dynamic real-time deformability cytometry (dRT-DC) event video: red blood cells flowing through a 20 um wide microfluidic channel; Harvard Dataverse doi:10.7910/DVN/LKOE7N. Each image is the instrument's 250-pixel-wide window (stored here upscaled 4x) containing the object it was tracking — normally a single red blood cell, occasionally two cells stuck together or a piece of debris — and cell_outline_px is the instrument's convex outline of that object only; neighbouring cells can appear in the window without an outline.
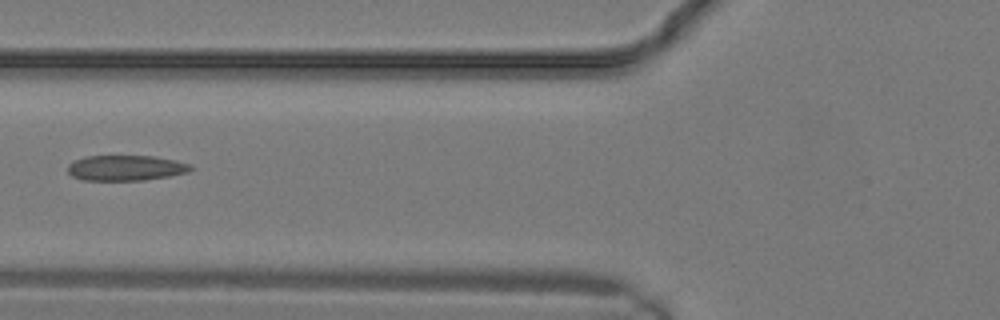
{"species": "common noctule bat (a hibernating species)", "species_latin": "Nyctalus noctula", "temperature_condition": "warm", "stored_images_in_passage": 14, "camera_frame_rate_fps": 3000, "um_per_image_px": 0.085, "animal": {"sex": "male", "body_mass_g": 19.2, "forearm_length_mm": 51.8}, "frame": {"image": 1, "passage_image": 10, "time_ms": 3.0, "image_size_px": [1000, 320], "cell_outline_px": [[196, 168], [188, 172], [168, 176], [144, 180], [84, 180], [72, 176], [68, 172], [68, 164], [76, 160], [88, 156], [156, 156], [176, 160], [192, 164]], "centroid_in_image_um": [10.75, 14.27], "position_along_channel_um": 115.0, "area_um2": 18.26}}
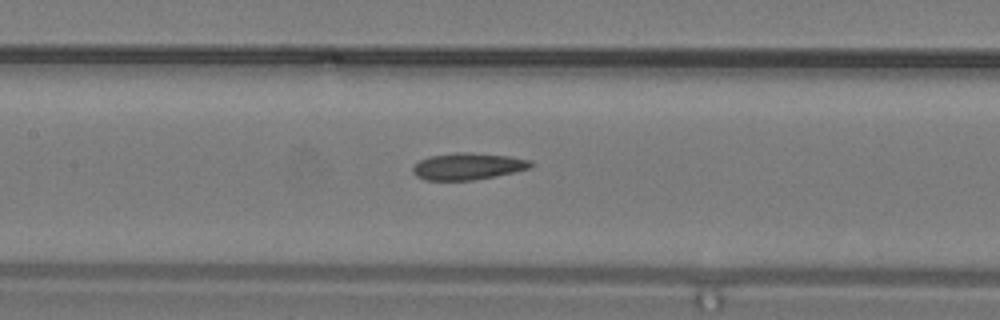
{"frame": {"image": 2, "passage_image": 12, "time_ms": 3.667, "image_size_px": [1000, 320], "cell_outline_px": [[536, 164], [532, 168], [472, 180], [424, 180], [416, 176], [412, 172], [412, 168], [420, 160], [428, 156], [456, 152], [464, 152], [508, 156], [532, 160]], "centroid_in_image_um": [39.77, 14.13], "position_along_channel_um": 167.6, "area_um2": 18.38}}
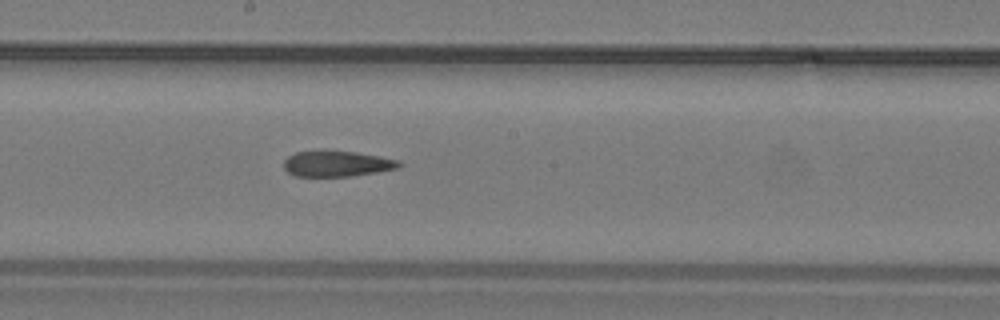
{"frame": {"image": 3, "passage_image": 14, "time_ms": 4.333, "image_size_px": [1000, 320], "cell_outline_px": [[404, 164], [396, 168], [376, 172], [348, 176], [296, 176], [288, 172], [284, 168], [284, 160], [288, 156], [296, 152], [356, 152], [380, 156], [400, 160]], "centroid_in_image_um": [28.67, 13.93], "position_along_channel_um": 219.5, "area_um2": 16.88}}